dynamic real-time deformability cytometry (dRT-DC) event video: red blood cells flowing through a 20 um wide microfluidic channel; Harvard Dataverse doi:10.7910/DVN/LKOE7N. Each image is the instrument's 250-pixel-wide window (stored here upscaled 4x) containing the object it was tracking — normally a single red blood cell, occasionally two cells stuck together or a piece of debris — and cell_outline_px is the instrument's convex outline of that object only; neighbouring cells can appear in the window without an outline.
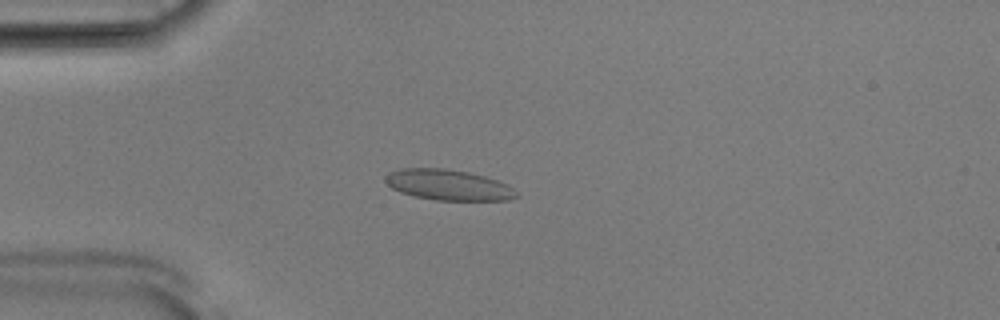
{"species": "Egyptian fruit bat (a non-hibernating species)", "species_latin": "Rousettus aegyptiacus", "temperature_condition": "room temperature", "stored_images_in_passage": 52, "camera_frame_rate_fps": 3000, "um_per_image_px": 0.085, "animal": {"sex": "male"}, "frame": {"image": 1, "passage_image": 14, "time_ms": 4.333, "image_size_px": [1000, 320], "cell_outline_px": [[520, 196], [508, 200], [436, 200], [416, 196], [400, 192], [392, 188], [384, 180], [384, 176], [388, 172], [400, 168], [444, 168], [468, 172], [484, 176], [508, 184]], "centroid_in_image_um": [38.09, 15.71], "position_along_channel_um": 46.9, "area_um2": 23.41}}
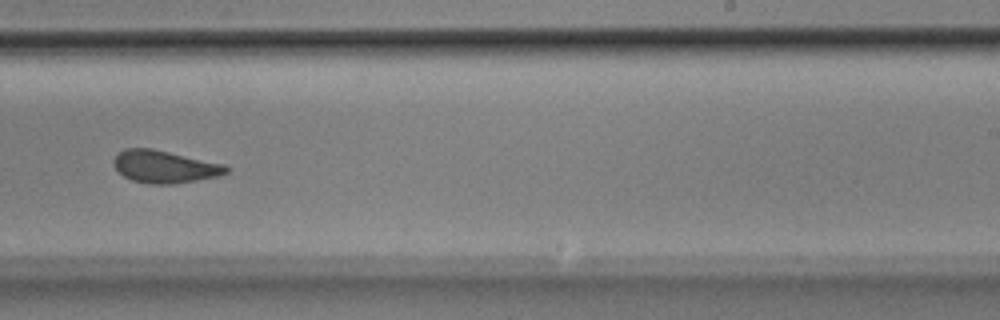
{"frame": {"image": 2, "passage_image": 33, "time_ms": 10.667, "image_size_px": [1000, 320], "cell_outline_px": [[228, 172], [220, 176], [176, 184], [148, 184], [132, 180], [124, 176], [112, 164], [112, 160], [124, 148], [152, 148], [224, 164], [228, 168]], "centroid_in_image_um": [13.99, 14.17], "position_along_channel_um": 275.0, "area_um2": 21.33}}
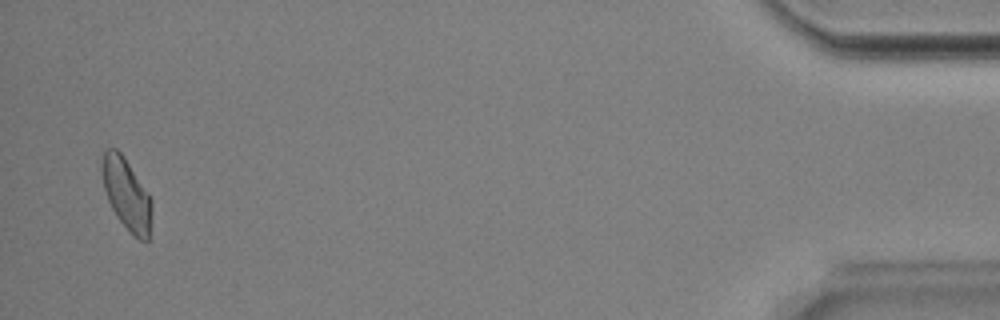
{"frame": {"image": 3, "passage_image": 51, "time_ms": 16.667, "image_size_px": [1000, 320], "cell_outline_px": [[152, 212], [148, 240], [140, 240], [116, 216], [108, 200], [104, 188], [100, 172], [100, 168], [104, 152], [108, 148], [116, 148], [120, 152], [152, 196]], "centroid_in_image_um": [10.76, 16.46], "position_along_channel_um": 424.4, "area_um2": 20.69}, "authors_computed_cell_mechanics": {"area_um2": 21.5883, "velocity_mm_per_s": 3.8833, "shape_relaxation_time_tau1_ms": 8.6438, "shape_relaxation_time_tau2_ms": 1.6962, "deformation_change_tau1": 0.1662, "deformation_change_tau2": 0.0704}}